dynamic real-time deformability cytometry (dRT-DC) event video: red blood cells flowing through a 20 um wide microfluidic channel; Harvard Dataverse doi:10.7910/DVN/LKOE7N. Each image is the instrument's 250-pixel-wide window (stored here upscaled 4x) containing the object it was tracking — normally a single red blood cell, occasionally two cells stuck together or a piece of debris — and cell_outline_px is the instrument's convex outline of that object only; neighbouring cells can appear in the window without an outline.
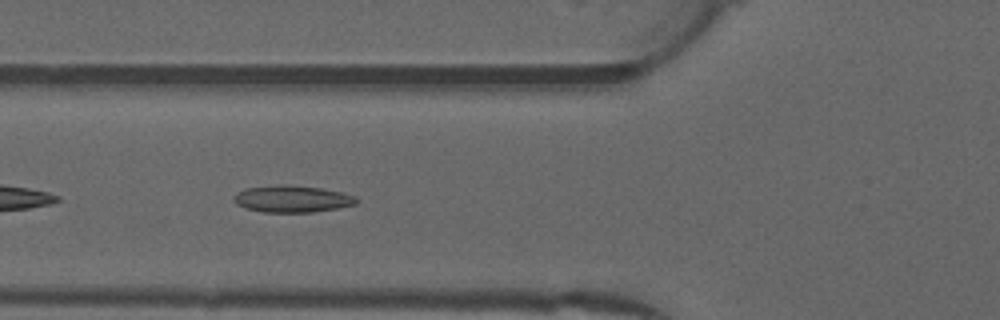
{"species": "common noctule bat (a hibernating species)", "species_latin": "Nyctalus noctula", "temperature_condition": "warm", "stored_images_in_passage": 33, "camera_frame_rate_fps": 3000, "um_per_image_px": 0.085, "animal": {"sex": "male", "forearm_length_mm": 52.5}, "frame": {"image": 1, "passage_image": 15, "time_ms": 4.667, "image_size_px": [1000, 320], "cell_outline_px": [[360, 200], [356, 204], [336, 208], [312, 212], [264, 212], [244, 208], [236, 204], [232, 200], [244, 188], [280, 184], [288, 184], [320, 188], [340, 192], [356, 196]], "centroid_in_image_um": [24.84, 16.9], "position_along_channel_um": 101.0, "area_um2": 19.19}}
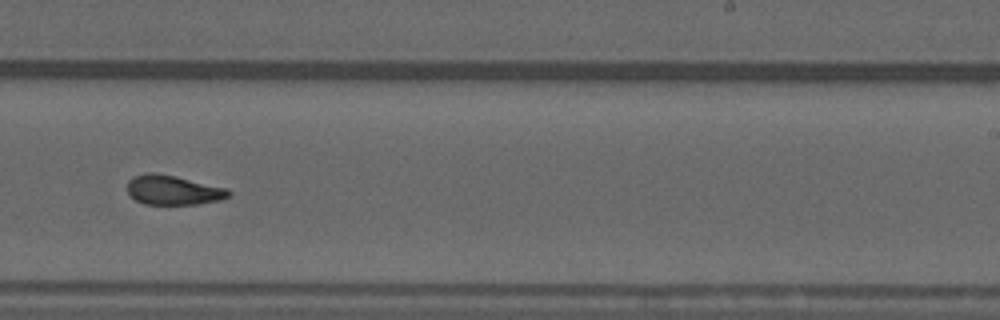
{"frame": {"image": 2, "passage_image": 28, "time_ms": 9.0, "image_size_px": [1000, 320], "cell_outline_px": [[232, 192], [228, 196], [220, 200], [196, 204], [144, 204], [136, 200], [128, 192], [128, 180], [132, 176], [148, 172], [152, 172], [176, 176], [228, 188]], "centroid_in_image_um": [14.72, 16.14], "position_along_channel_um": 274.3, "area_um2": 17.46}}